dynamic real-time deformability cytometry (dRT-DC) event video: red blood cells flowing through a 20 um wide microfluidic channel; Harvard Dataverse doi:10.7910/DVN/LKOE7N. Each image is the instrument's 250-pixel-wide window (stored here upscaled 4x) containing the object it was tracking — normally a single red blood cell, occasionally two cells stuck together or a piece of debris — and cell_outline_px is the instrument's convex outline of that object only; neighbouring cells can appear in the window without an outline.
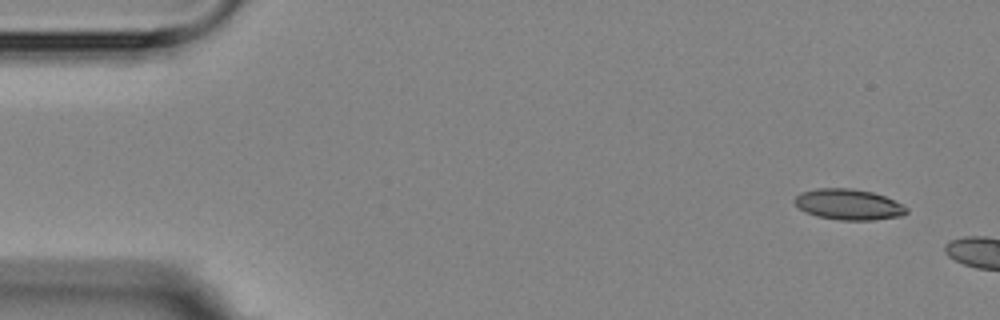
{"species": "Egyptian fruit bat (a non-hibernating species)", "species_latin": "Rousettus aegyptiacus", "temperature_condition": "room temperature", "stored_images_in_passage": 3, "camera_frame_rate_fps": 3000, "um_per_image_px": 0.085, "animal": {"sex": "female"}, "frame": {"image": 1, "passage_image": 1, "time_ms": 0.0, "image_size_px": [1000, 320], "cell_outline_px": [[908, 212], [900, 216], [872, 220], [840, 220], [816, 216], [804, 212], [792, 200], [800, 192], [816, 188], [852, 188], [872, 192], [884, 196], [908, 208]], "centroid_in_image_um": [72.08, 17.37], "position_along_channel_um": 12.9, "area_um2": 20.06}}